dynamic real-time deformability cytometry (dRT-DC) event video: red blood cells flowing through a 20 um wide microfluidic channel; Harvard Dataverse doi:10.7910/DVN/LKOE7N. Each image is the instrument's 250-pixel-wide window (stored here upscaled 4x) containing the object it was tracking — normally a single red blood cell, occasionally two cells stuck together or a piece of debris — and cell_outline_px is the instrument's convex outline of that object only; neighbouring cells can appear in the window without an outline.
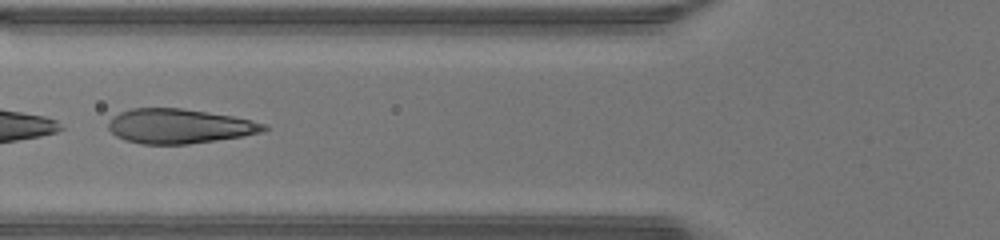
{"species": "human", "species_latin": "Homo sapiens", "temperature_condition": "warm", "stored_images_in_passage": 45, "segment_of_instrument_passage": [2, 2], "camera_frame_rate_fps": 3000, "um_per_image_px": 0.085, "donor": {"sex": "male"}, "frame": {"image": 1, "passage_image": 17, "time_ms": 5.333, "image_size_px": [1000, 240], "cell_outline_px": [[268, 128], [264, 132], [216, 140], [188, 144], [140, 144], [124, 140], [116, 136], [108, 128], [108, 120], [120, 112], [132, 108], [180, 108], [208, 112], [232, 116], [252, 120], [264, 124]], "centroid_in_image_um": [15.21, 10.72], "position_along_channel_um": 110.6, "area_um2": 31.27}}
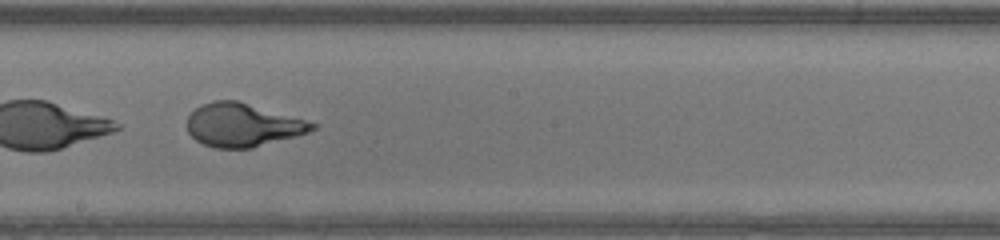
{"frame": {"image": 2, "passage_image": 25, "time_ms": 8.0, "image_size_px": [1000, 240], "cell_outline_px": [[316, 128], [308, 132], [296, 136], [252, 148], [216, 148], [204, 144], [196, 140], [188, 132], [188, 116], [200, 104], [212, 100], [236, 100], [304, 120], [316, 124]], "centroid_in_image_um": [20.58, 10.63], "position_along_channel_um": 227.6, "area_um2": 31.15}}
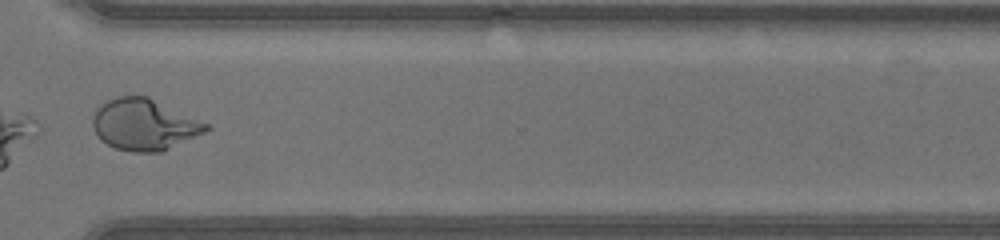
{"frame": {"image": 3, "passage_image": 34, "time_ms": 11.0, "image_size_px": [1000, 240], "cell_outline_px": [[212, 128], [204, 132], [160, 152], [132, 152], [116, 148], [100, 140], [92, 124], [92, 120], [96, 108], [108, 100], [120, 96], [148, 96], [208, 124]], "centroid_in_image_um": [12.23, 10.58], "position_along_channel_um": 358.4, "area_um2": 33.47}}